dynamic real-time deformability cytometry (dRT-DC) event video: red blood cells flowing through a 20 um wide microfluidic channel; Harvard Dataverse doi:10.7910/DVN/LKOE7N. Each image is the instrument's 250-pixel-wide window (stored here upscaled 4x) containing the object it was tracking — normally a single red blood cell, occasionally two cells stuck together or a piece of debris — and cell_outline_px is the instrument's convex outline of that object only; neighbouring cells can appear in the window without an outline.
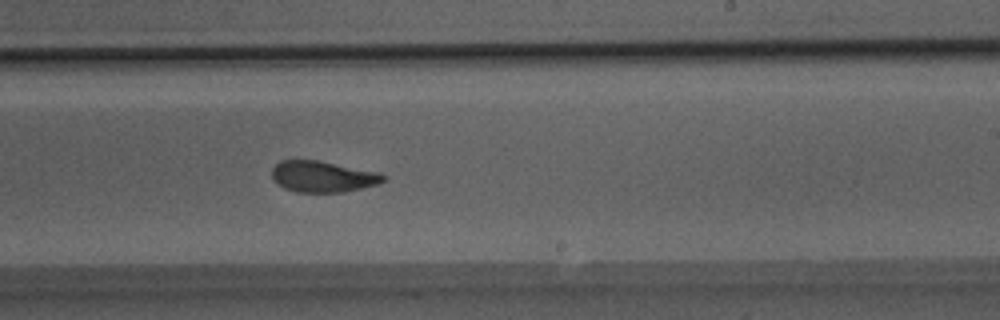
{"species": "Egyptian fruit bat (a non-hibernating species)", "species_latin": "Rousettus aegyptiacus", "temperature_condition": "room temperature", "stored_images_in_passage": 50, "camera_frame_rate_fps": 3000, "um_per_image_px": 0.085, "animal": {"sex": "male"}, "frame": {"image": 1, "passage_image": 30, "time_ms": 9.667, "image_size_px": [1000, 320], "cell_outline_px": [[388, 180], [376, 184], [344, 192], [296, 192], [284, 188], [276, 184], [272, 180], [272, 168], [280, 160], [316, 160], [380, 172], [388, 176]], "centroid_in_image_um": [27.43, 15.01], "position_along_channel_um": 261.6, "area_um2": 20.4}}
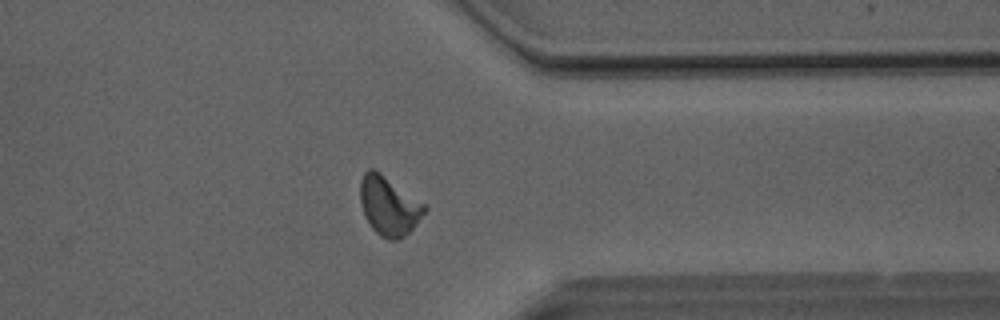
{"frame": {"image": 2, "passage_image": 39, "time_ms": 12.667, "image_size_px": [1000, 320], "cell_outline_px": [[428, 208], [416, 224], [404, 236], [396, 240], [388, 240], [380, 236], [372, 228], [364, 216], [360, 204], [360, 180], [364, 172], [368, 168], [372, 168], [380, 172], [424, 204]], "centroid_in_image_um": [33.02, 17.49], "position_along_channel_um": 378.4, "area_um2": 21.96}}
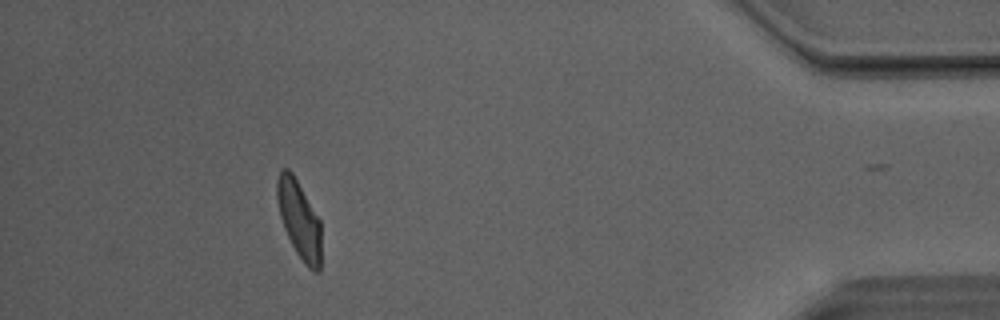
{"frame": {"image": 3, "passage_image": 45, "time_ms": 14.667, "image_size_px": [1000, 320], "cell_outline_px": [[320, 272], [316, 272], [308, 268], [304, 264], [296, 252], [284, 228], [280, 216], [276, 196], [276, 180], [280, 168], [288, 168], [292, 172], [320, 220]], "centroid_in_image_um": [25.41, 18.63], "position_along_channel_um": 409.8, "area_um2": 19.94}, "authors_computed_cell_mechanics": {"area_um2": 21.3282, "velocity_mm_per_s": 4.0757, "shape_relaxation_time_tau1_ms": 4.298, "shape_relaxation_time_tau2_ms": 1.5028, "deformation_change_tau1": 0.1445, "deformation_change_tau2": 0.081}}